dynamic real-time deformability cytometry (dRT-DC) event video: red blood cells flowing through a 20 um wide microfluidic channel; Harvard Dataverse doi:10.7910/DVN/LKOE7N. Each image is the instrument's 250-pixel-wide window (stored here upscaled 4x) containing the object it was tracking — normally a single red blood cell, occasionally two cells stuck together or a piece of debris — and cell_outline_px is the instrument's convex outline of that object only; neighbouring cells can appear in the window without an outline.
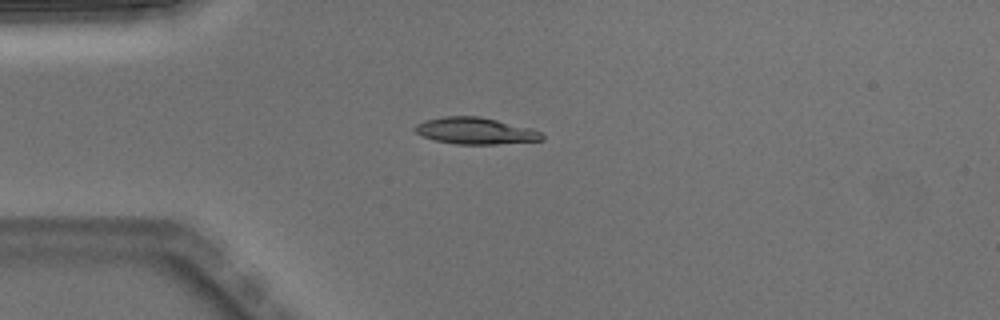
{"species": "Egyptian fruit bat (a non-hibernating species)", "species_latin": "Rousettus aegyptiacus", "temperature_condition": "warm", "stored_images_in_passage": 2, "camera_frame_rate_fps": 3000, "um_per_image_px": 0.085, "animal": {"sex": "male"}, "frame": {"image": 1, "passage_image": 1, "time_ms": 0.0, "image_size_px": [1000, 320], "cell_outline_px": [[544, 140], [496, 144], [456, 144], [436, 140], [424, 136], [416, 132], [412, 128], [416, 124], [424, 120], [444, 116], [480, 116], [532, 128], [540, 132], [544, 136]], "centroid_in_image_um": [40.41, 11.11], "position_along_channel_um": 44.6, "area_um2": 19.71}}